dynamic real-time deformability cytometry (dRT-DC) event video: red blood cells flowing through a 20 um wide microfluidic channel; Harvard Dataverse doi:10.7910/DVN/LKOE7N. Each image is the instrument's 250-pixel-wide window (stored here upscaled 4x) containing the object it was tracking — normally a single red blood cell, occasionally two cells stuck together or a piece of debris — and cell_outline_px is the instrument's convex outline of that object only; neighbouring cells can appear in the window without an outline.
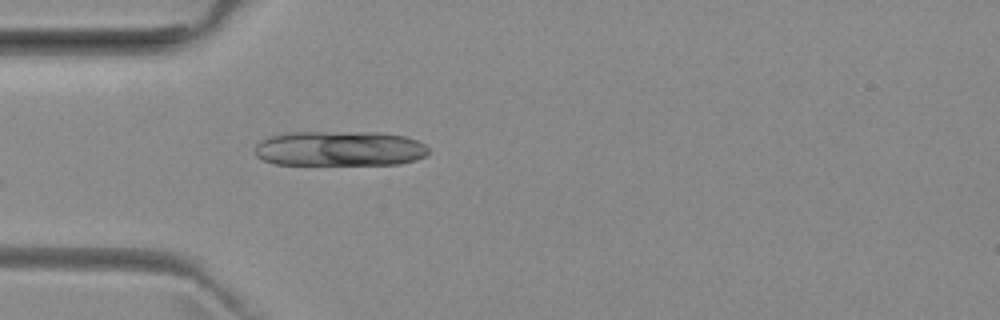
{"species": "common noctule bat (a hibernating species)", "species_latin": "Nyctalus noctula", "temperature_condition": "room temperature", "stored_images_in_passage": 7, "segment_of_instrument_passage": [1, 2], "camera_frame_rate_fps": 3000, "um_per_image_px": 0.085, "animal": {"sex": "female", "body_mass_g": 29.2, "forearm_length_mm": 56.3}, "frame": {"image": 1, "passage_image": 1, "time_ms": 0.0, "image_size_px": [1000, 320], "cell_outline_px": [[428, 152], [424, 156], [416, 160], [400, 164], [276, 164], [264, 160], [256, 156], [252, 152], [252, 148], [260, 140], [272, 136], [288, 132], [380, 132], [404, 136], [416, 140], [424, 144], [428, 148]], "centroid_in_image_um": [28.83, 12.62], "position_along_channel_um": 56.2, "area_um2": 35.72}}